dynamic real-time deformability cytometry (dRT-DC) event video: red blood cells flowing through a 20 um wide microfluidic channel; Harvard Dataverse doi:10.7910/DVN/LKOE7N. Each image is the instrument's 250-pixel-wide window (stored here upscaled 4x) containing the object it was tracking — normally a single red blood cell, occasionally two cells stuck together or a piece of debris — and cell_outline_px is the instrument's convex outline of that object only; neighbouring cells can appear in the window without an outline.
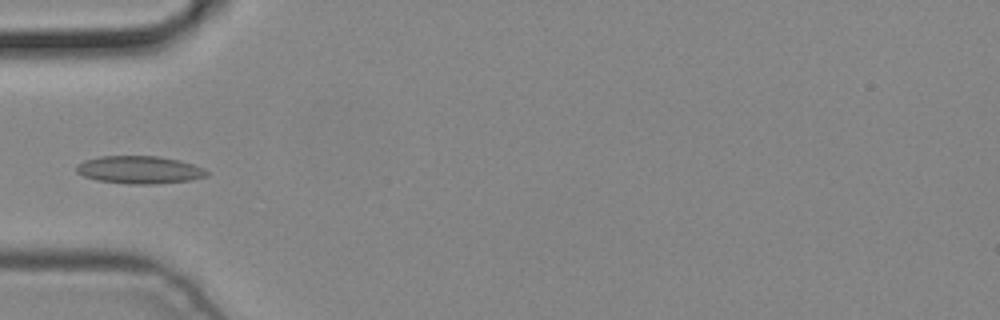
{"species": "common noctule bat (a hibernating species)", "species_latin": "Nyctalus noctula", "temperature_condition": "cold", "stored_images_in_passage": 2, "camera_frame_rate_fps": 3000, "um_per_image_px": 0.085, "animal": {"sex": "male", "body_mass_g": 19.2, "forearm_length_mm": 51.8}, "frame": {"image": 1, "passage_image": 2, "time_ms": 0.333, "image_size_px": [1000, 320], "cell_outline_px": [[208, 176], [188, 180], [156, 184], [128, 184], [96, 180], [84, 176], [76, 172], [76, 164], [84, 160], [100, 156], [160, 156], [180, 160], [204, 168], [208, 172]], "centroid_in_image_um": [11.83, 14.43], "position_along_channel_um": 73.2, "area_um2": 21.15}}